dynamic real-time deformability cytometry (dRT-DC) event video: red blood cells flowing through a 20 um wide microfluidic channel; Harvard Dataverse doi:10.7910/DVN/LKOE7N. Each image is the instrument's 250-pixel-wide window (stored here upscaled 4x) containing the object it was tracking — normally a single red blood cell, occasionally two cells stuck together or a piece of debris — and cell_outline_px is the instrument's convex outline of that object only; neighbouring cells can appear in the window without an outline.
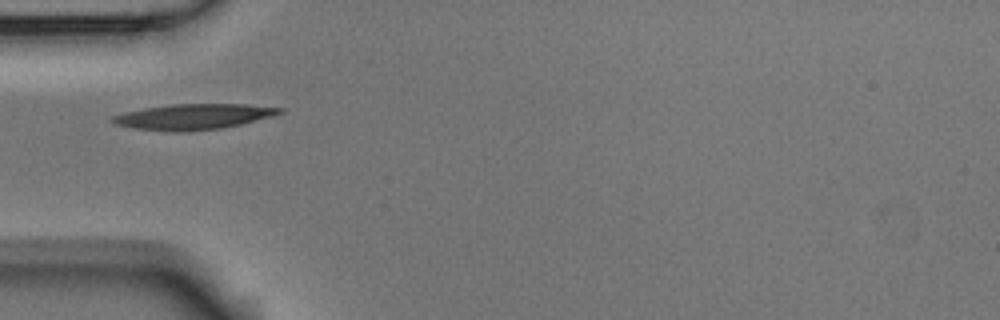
{"species": "Egyptian fruit bat (a non-hibernating species)", "species_latin": "Rousettus aegyptiacus", "temperature_condition": "room temperature", "stored_images_in_passage": 4, "camera_frame_rate_fps": 3000, "um_per_image_px": 0.085, "animal": {"sex": "male"}, "frame": {"image": 1, "passage_image": 2, "time_ms": 0.333, "image_size_px": [1000, 320], "cell_outline_px": [[284, 112], [272, 116], [240, 124], [220, 128], [188, 132], [172, 132], [136, 128], [116, 124], [108, 120], [112, 116], [124, 112], [144, 108], [172, 104], [244, 104], [284, 108]], "centroid_in_image_um": [16.42, 9.92], "position_along_channel_um": 68.6, "area_um2": 24.85}}
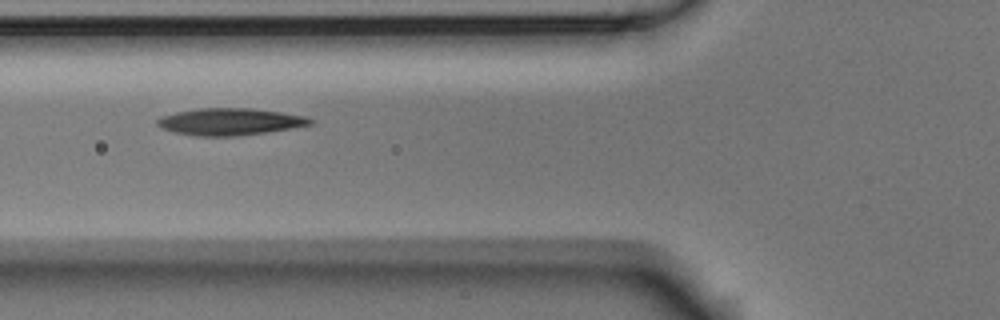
{"frame": {"image": 2, "passage_image": 3, "time_ms": 0.667, "image_size_px": [1000, 320], "cell_outline_px": [[316, 120], [312, 124], [292, 128], [236, 136], [196, 136], [176, 132], [164, 128], [156, 124], [156, 120], [160, 116], [176, 112], [200, 108], [248, 108], [280, 112], [308, 116]], "centroid_in_image_um": [19.57, 10.34], "position_along_channel_um": 106.2, "area_um2": 23.93}}
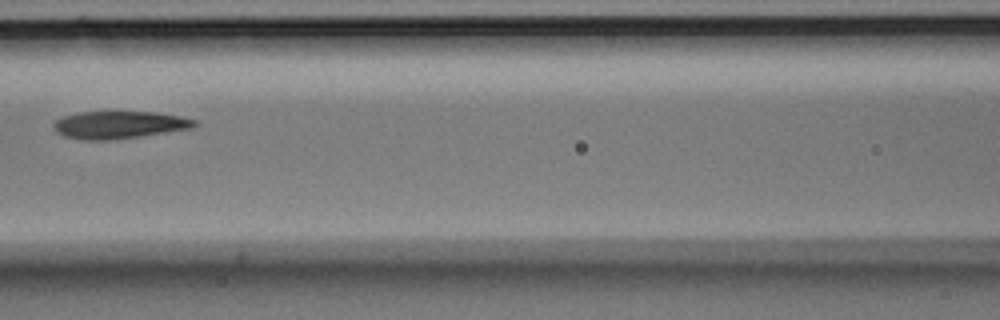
{"frame": {"image": 3, "passage_image": 4, "time_ms": 1.0, "image_size_px": [1000, 320], "cell_outline_px": [[200, 124], [192, 128], [140, 136], [108, 140], [84, 140], [64, 136], [56, 132], [52, 124], [56, 120], [64, 116], [80, 112], [156, 112], [180, 116], [196, 120]], "centroid_in_image_um": [10.14, 10.61], "position_along_channel_um": 156.5, "area_um2": 22.48}}